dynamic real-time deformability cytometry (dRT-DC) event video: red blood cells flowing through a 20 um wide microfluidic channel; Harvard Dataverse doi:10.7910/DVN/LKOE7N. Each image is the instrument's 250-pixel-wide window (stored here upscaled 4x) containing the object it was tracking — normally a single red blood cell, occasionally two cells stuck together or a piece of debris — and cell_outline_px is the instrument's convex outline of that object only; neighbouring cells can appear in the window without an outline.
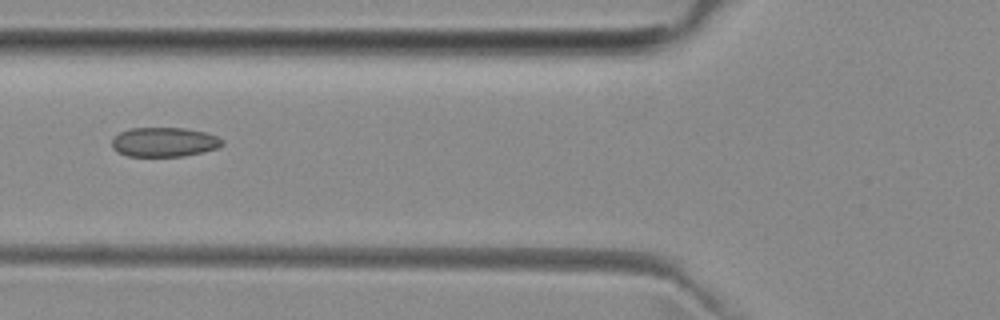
{"species": "common noctule bat (a hibernating species)", "species_latin": "Nyctalus noctula", "temperature_condition": "room temperature", "stored_images_in_passage": 6, "camera_frame_rate_fps": 3000, "um_per_image_px": 0.085, "animal": {"sex": "female", "body_mass_g": 29.2, "forearm_length_mm": 56.3}, "frame": {"image": 1, "passage_image": 5, "time_ms": 4.667, "image_size_px": [1000, 320], "cell_outline_px": [[224, 144], [216, 148], [204, 152], [184, 156], [128, 156], [116, 152], [112, 148], [112, 140], [120, 132], [132, 128], [184, 128], [208, 132], [224, 140]], "centroid_in_image_um": [13.98, 12.08], "position_along_channel_um": 111.8, "area_um2": 19.02}}
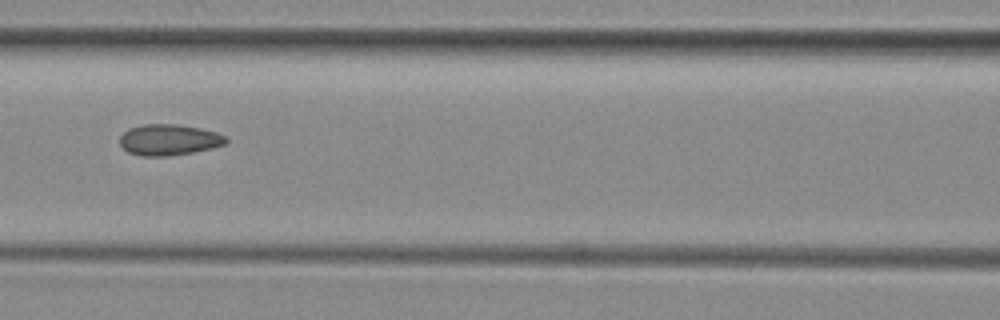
{"frame": {"image": 2, "passage_image": 6, "time_ms": 5.667, "image_size_px": [1000, 320], "cell_outline_px": [[228, 140], [224, 144], [212, 148], [192, 152], [168, 156], [140, 156], [128, 152], [120, 144], [120, 136], [128, 128], [144, 124], [180, 124], [200, 128], [216, 132], [224, 136]], "centroid_in_image_um": [14.34, 11.88], "position_along_channel_um": 152.3, "area_um2": 19.19}}